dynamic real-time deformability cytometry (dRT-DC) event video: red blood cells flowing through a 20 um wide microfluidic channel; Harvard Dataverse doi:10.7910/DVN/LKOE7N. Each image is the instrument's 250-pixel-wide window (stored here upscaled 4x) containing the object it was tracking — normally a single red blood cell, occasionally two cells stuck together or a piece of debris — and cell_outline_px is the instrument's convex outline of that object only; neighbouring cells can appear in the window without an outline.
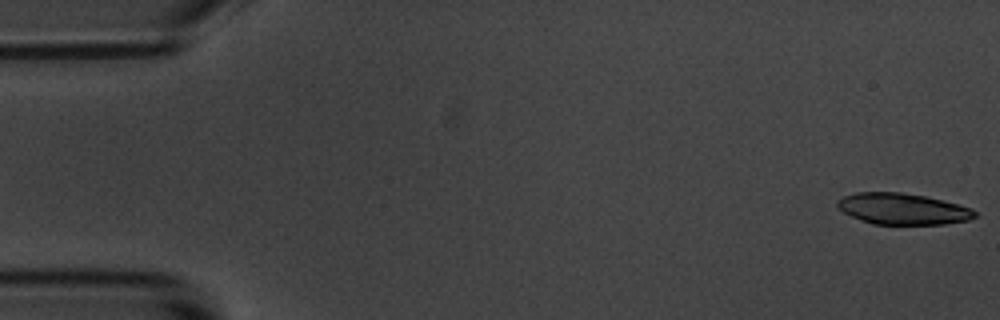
{"species": "common noctule bat (a hibernating species)", "species_latin": "Nyctalus noctula", "temperature_condition": "room temperature", "stored_images_in_passage": 5, "camera_frame_rate_fps": 3000, "um_per_image_px": 0.085, "animal": {"sex": "male", "body_mass_g": 20.1, "forearm_length_mm": 53.5}, "frame": {"image": 1, "passage_image": 1, "time_ms": 0.0, "image_size_px": [1000, 320], "cell_outline_px": [[976, 216], [968, 220], [944, 224], [872, 224], [860, 220], [844, 212], [836, 204], [836, 200], [844, 196], [856, 192], [900, 192], [924, 196], [972, 208], [976, 212]], "centroid_in_image_um": [76.7, 17.75], "position_along_channel_um": 8.3, "area_um2": 24.8}}